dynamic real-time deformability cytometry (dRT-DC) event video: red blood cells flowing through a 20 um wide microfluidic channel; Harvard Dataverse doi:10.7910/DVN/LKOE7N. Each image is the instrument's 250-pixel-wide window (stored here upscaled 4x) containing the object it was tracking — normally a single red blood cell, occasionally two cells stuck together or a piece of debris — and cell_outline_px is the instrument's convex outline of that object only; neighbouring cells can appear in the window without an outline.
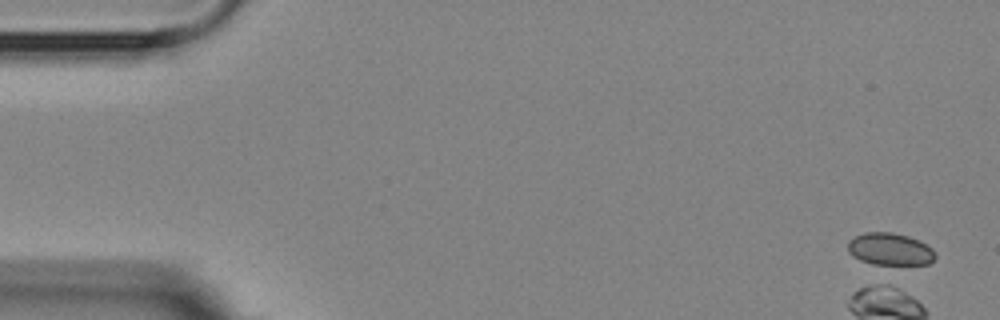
{"species": "Egyptian fruit bat (a non-hibernating species)", "species_latin": "Rousettus aegyptiacus", "temperature_condition": "room temperature", "stored_images_in_passage": 5, "camera_frame_rate_fps": 3000, "um_per_image_px": 0.085, "animal": {"sex": "female"}, "frame": {"image": 1, "passage_image": 1, "time_ms": 0.0, "image_size_px": [1000, 320], "cell_outline_px": [[936, 256], [928, 264], [888, 268], [880, 268], [860, 260], [852, 256], [848, 252], [848, 240], [864, 232], [892, 232], [908, 236], [920, 240], [932, 248]], "centroid_in_image_um": [75.64, 21.24], "position_along_channel_um": 9.4, "area_um2": 17.46}}